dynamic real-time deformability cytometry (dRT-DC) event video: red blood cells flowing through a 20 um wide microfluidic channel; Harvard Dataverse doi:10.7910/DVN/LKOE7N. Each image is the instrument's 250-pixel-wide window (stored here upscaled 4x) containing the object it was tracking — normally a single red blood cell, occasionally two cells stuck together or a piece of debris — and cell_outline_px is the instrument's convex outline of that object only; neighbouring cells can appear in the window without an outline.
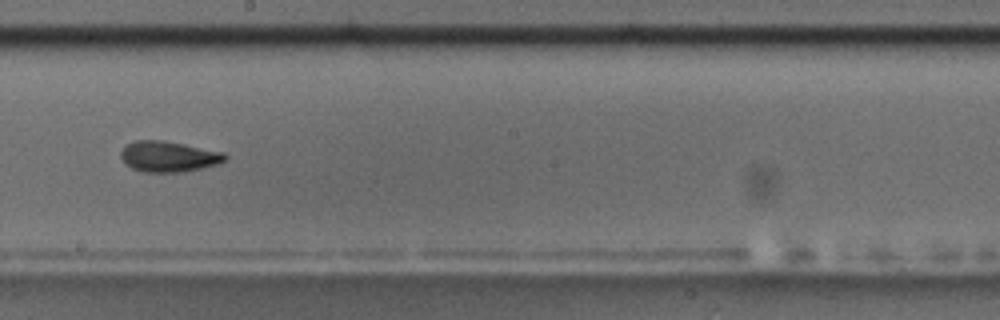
{"species": "common noctule bat (a hibernating species)", "species_latin": "Nyctalus noctula", "temperature_condition": "room temperature", "stored_images_in_passage": 13, "camera_frame_rate_fps": 3000, "um_per_image_px": 0.085, "animal": {"sex": "male", "body_mass_g": 17.5, "forearm_length_mm": 52.3}, "frame": {"image": 1, "passage_image": 6, "time_ms": 6.0, "image_size_px": [1000, 320], "cell_outline_px": [[228, 156], [224, 160], [216, 164], [184, 172], [144, 172], [132, 168], [124, 164], [120, 156], [120, 152], [128, 144], [136, 140], [164, 140], [224, 152]], "centroid_in_image_um": [14.3, 13.3], "position_along_channel_um": 233.9, "area_um2": 18.61}, "authors_computed_cell_mechanics": {"area_um2": 18.3226, "velocity_mm_per_s": 3.5997, "shape_relaxation_time_tau1_ms": 4.7438, "shape_relaxation_time_tau2_ms": null, "deformation_change_tau1": 0.1578, "deformation_change_tau2": null}}